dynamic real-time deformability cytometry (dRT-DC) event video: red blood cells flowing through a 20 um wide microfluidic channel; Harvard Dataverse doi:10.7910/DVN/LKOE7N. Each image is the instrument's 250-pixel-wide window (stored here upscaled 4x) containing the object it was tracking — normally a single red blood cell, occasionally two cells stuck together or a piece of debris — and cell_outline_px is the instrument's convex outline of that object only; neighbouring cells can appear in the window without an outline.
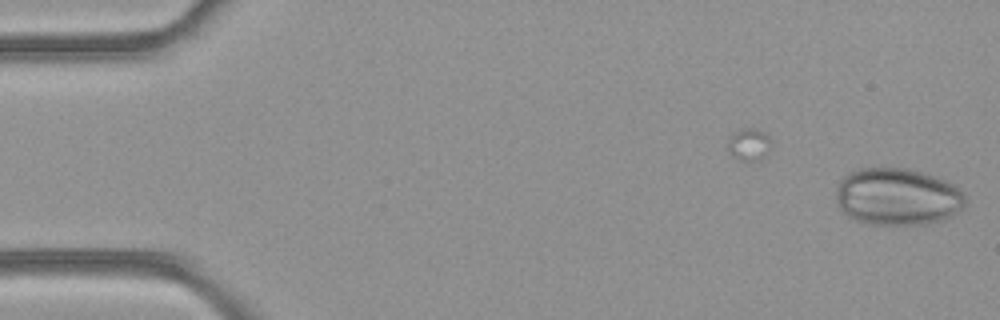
{"species": "common noctule bat (a hibernating species)", "species_latin": "Nyctalus noctula", "temperature_condition": "room temperature", "stored_images_in_passage": 9, "camera_frame_rate_fps": 3000, "um_per_image_px": 0.085, "animal": {"sex": "female", "body_mass_g": 21.9}, "frame": {"image": 1, "passage_image": 9, "time_ms": 2.667, "image_size_px": [1000, 320], "cell_outline_px": [[968, 204], [960, 212], [940, 220], [920, 224], [868, 224], [856, 220], [848, 216], [840, 208], [836, 200], [836, 188], [840, 180], [844, 176], [860, 168], [908, 168], [924, 172], [936, 176], [960, 188], [968, 200]], "centroid_in_image_um": [76.32, 16.71], "position_along_channel_um": 8.7, "area_um2": 43.35}}